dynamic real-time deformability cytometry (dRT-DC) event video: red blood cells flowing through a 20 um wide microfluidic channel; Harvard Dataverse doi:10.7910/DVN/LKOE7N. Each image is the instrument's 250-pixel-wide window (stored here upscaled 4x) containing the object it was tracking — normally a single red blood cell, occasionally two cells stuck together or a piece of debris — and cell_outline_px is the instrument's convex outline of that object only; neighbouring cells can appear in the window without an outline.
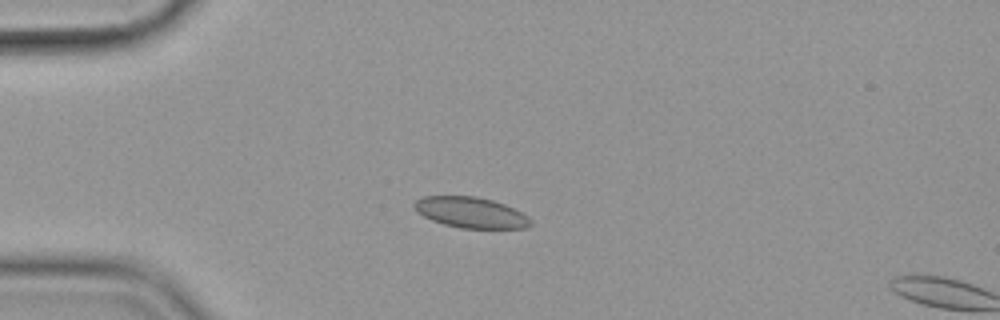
{"species": "common noctule bat (a hibernating species)", "species_latin": "Nyctalus noctula", "temperature_condition": "cold", "stored_images_in_passage": 16, "camera_frame_rate_fps": 3000, "um_per_image_px": 0.085, "animal": {"sex": "female", "body_mass_g": 19.9}, "frame": {"image": 1, "passage_image": 14, "time_ms": 4.333, "image_size_px": [1000, 320], "cell_outline_px": [[532, 224], [524, 228], [460, 228], [444, 224], [432, 220], [416, 212], [412, 204], [416, 200], [424, 196], [476, 196], [492, 200], [504, 204], [528, 216], [532, 220]], "centroid_in_image_um": [39.99, 18.06], "position_along_channel_um": 45.0, "area_um2": 20.81}}